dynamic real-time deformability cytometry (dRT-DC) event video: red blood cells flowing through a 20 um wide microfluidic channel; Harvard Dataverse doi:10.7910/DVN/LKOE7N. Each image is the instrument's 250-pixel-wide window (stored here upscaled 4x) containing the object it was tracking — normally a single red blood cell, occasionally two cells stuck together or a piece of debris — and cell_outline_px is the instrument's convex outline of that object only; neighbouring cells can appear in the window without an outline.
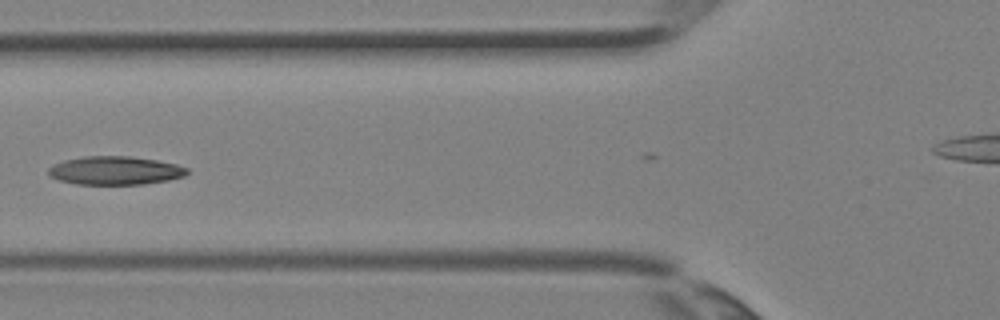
{"species": "Egyptian fruit bat (a non-hibernating species)", "species_latin": "Rousettus aegyptiacus", "temperature_condition": "room temperature", "stored_images_in_passage": 5, "camera_frame_rate_fps": 3000, "um_per_image_px": 0.085, "animal": {"sex": "female"}, "frame": {"image": 1, "passage_image": 3, "time_ms": 0.667, "image_size_px": [1000, 320], "cell_outline_px": [[188, 172], [184, 176], [168, 180], [144, 184], [76, 184], [60, 180], [48, 176], [48, 168], [52, 164], [64, 160], [84, 156], [128, 156], [156, 160], [176, 164], [188, 168]], "centroid_in_image_um": [9.76, 14.49], "position_along_channel_um": 116.0, "area_um2": 23.0}}